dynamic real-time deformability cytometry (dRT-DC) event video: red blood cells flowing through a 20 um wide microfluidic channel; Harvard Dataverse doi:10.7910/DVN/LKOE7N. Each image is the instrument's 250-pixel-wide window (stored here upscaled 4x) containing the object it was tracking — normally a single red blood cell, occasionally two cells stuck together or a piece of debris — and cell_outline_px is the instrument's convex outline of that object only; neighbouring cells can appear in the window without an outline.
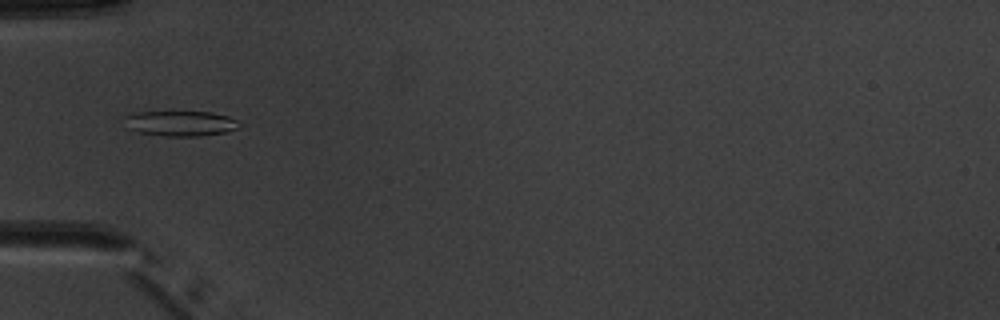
{"species": "common noctule bat (a hibernating species)", "species_latin": "Nyctalus noctula", "temperature_condition": "warm", "stored_images_in_passage": 4, "camera_frame_rate_fps": 3000, "um_per_image_px": 0.085, "animal": {"sex": "male", "body_mass_g": 20.1, "forearm_length_mm": 53.5}, "frame": {"image": 1, "passage_image": 4, "time_ms": 3.333, "image_size_px": [1000, 320], "cell_outline_px": [[244, 124], [240, 128], [224, 132], [200, 136], [164, 136], [140, 132], [128, 128], [124, 116], [136, 112], [212, 112], [228, 116]], "centroid_in_image_um": [15.4, 10.49], "position_along_channel_um": 69.6, "area_um2": 16.88}}